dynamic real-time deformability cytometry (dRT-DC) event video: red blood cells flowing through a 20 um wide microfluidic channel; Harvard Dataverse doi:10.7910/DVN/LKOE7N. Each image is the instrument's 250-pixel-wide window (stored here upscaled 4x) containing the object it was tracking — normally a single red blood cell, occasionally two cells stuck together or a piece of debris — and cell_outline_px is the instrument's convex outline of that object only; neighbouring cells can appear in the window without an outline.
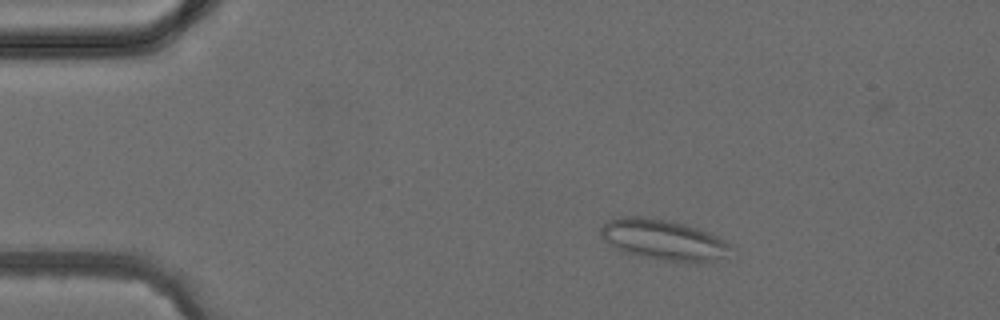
{"species": "common noctule bat (a hibernating species)", "species_latin": "Nyctalus noctula", "temperature_condition": "cold", "stored_images_in_passage": 4, "camera_frame_rate_fps": 3000, "um_per_image_px": 0.085, "animal": {"sex": "female", "body_mass_g": 24.6, "forearm_length_mm": 56.2}, "frame": {"image": 1, "passage_image": 2, "time_ms": 1.333, "image_size_px": [1000, 320], "cell_outline_px": [[736, 248], [724, 256], [700, 264], [696, 264], [668, 260], [644, 256], [628, 252], [616, 248], [604, 240], [600, 232], [600, 228], [608, 220], [620, 216], [644, 216], [684, 224], [712, 232]], "centroid_in_image_um": [56.45, 20.37], "position_along_channel_um": 28.5, "area_um2": 30.69}}
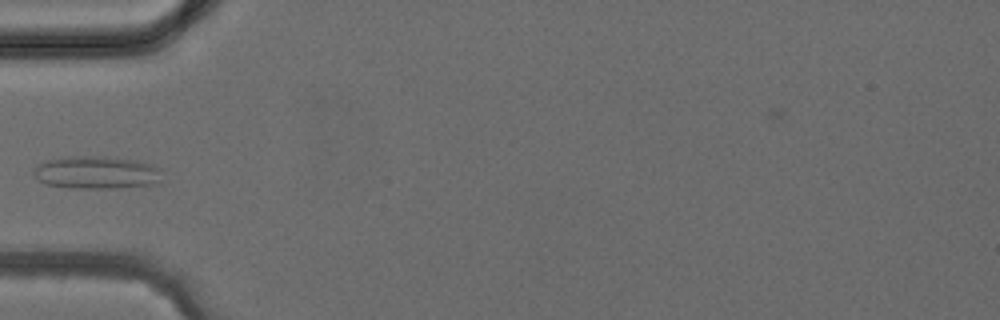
{"frame": {"image": 2, "passage_image": 4, "time_ms": 3.667, "image_size_px": [1000, 320], "cell_outline_px": [[160, 180], [156, 184], [120, 188], [72, 188], [44, 184], [32, 176], [32, 172], [44, 160], [64, 156], [104, 156], [136, 160], [152, 164], [160, 168]], "centroid_in_image_um": [8.18, 14.66], "position_along_channel_um": 76.8, "area_um2": 24.91}}